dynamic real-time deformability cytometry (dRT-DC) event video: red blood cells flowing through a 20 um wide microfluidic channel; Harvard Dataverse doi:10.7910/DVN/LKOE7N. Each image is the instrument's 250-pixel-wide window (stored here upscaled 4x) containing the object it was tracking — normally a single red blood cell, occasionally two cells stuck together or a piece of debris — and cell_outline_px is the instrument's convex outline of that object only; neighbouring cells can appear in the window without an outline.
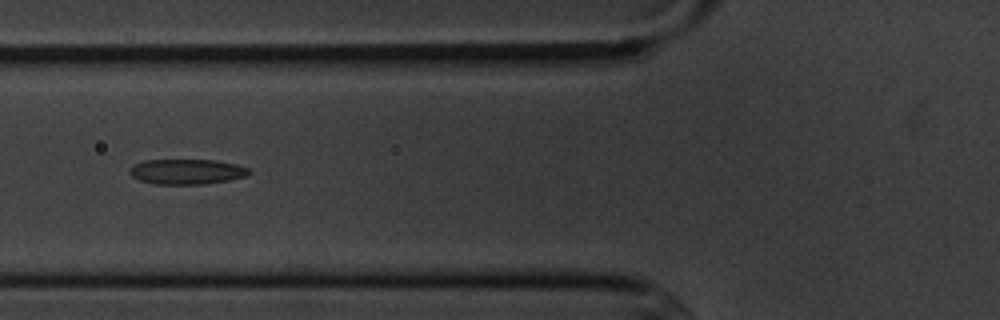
{"species": "common noctule bat (a hibernating species)", "species_latin": "Nyctalus noctula", "temperature_condition": "cold", "stored_images_in_passage": 3, "camera_frame_rate_fps": 3000, "um_per_image_px": 0.085, "animal": {"sex": "male", "body_mass_g": 20.1, "forearm_length_mm": 53.5}, "frame": {"image": 1, "passage_image": 3, "time_ms": 2.333, "image_size_px": [1000, 320], "cell_outline_px": [[252, 172], [248, 176], [228, 180], [204, 184], [152, 184], [140, 180], [132, 176], [128, 172], [132, 164], [144, 160], [216, 160], [236, 164], [248, 168]], "centroid_in_image_um": [15.87, 14.59], "position_along_channel_um": 109.9, "area_um2": 17.69}}